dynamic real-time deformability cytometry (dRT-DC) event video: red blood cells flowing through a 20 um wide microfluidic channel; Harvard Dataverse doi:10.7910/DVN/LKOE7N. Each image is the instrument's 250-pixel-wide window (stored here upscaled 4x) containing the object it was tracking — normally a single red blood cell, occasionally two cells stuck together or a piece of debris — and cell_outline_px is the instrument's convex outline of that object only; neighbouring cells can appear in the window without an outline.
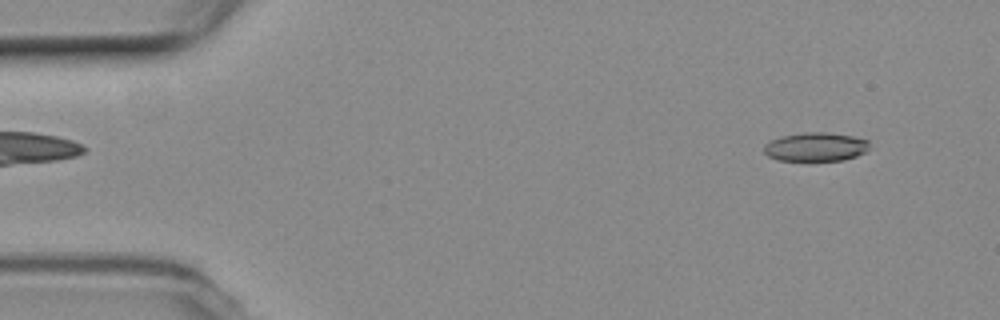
{"species": "common noctule bat (a hibernating species)", "species_latin": "Nyctalus noctula", "temperature_condition": "room temperature", "stored_images_in_passage": 11, "camera_frame_rate_fps": 3000, "um_per_image_px": 0.085, "animal": {"sex": "female", "body_mass_g": 19.3, "forearm_length_mm": 54.1}, "frame": {"image": 1, "passage_image": 4, "time_ms": 1.0, "image_size_px": [1000, 320], "cell_outline_px": [[868, 148], [864, 152], [856, 156], [844, 160], [808, 164], [780, 160], [768, 156], [764, 152], [764, 144], [780, 136], [804, 132], [824, 132], [852, 136], [868, 140]], "centroid_in_image_um": [69.29, 12.54], "position_along_channel_um": 15.7, "area_um2": 18.44}}